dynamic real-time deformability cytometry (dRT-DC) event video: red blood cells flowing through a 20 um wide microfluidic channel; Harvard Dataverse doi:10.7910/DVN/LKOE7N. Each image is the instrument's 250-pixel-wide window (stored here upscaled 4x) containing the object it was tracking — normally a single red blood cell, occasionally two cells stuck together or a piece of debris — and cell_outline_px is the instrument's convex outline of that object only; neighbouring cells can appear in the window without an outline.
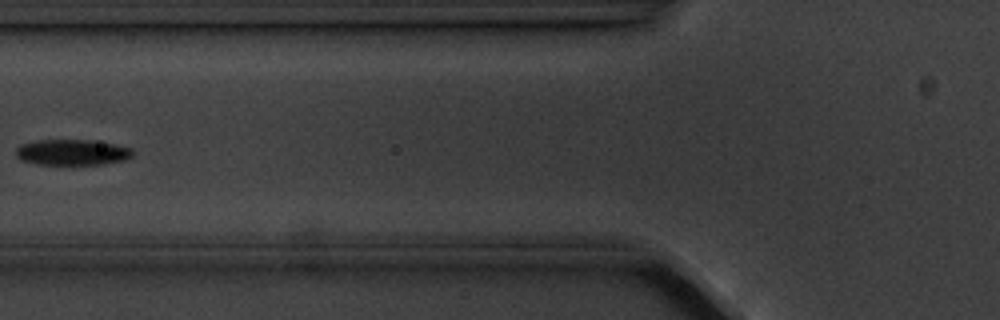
{"species": "common noctule bat (a hibernating species)", "species_latin": "Nyctalus noctula", "temperature_condition": "cold", "stored_images_in_passage": 5, "camera_frame_rate_fps": 3000, "um_per_image_px": 0.085, "animal": {"sex": "male", "body_mass_g": 20.1, "forearm_length_mm": 53.5}, "frame": {"image": 1, "passage_image": 5, "time_ms": 4.667, "image_size_px": [1000, 320], "cell_outline_px": [[132, 156], [124, 160], [104, 164], [36, 164], [20, 160], [16, 156], [16, 148], [20, 144], [36, 140], [92, 140], [116, 144], [132, 148]], "centroid_in_image_um": [6.11, 12.94], "position_along_channel_um": 119.7, "area_um2": 17.63}}